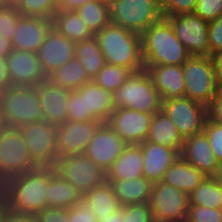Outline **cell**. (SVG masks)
<instances>
[{
	"instance_id": "1",
	"label": "cell",
	"mask_w": 222,
	"mask_h": 222,
	"mask_svg": "<svg viewBox=\"0 0 222 222\" xmlns=\"http://www.w3.org/2000/svg\"><path fill=\"white\" fill-rule=\"evenodd\" d=\"M107 64L137 72L145 69L141 35L109 23L94 34Z\"/></svg>"
},
{
	"instance_id": "2",
	"label": "cell",
	"mask_w": 222,
	"mask_h": 222,
	"mask_svg": "<svg viewBox=\"0 0 222 222\" xmlns=\"http://www.w3.org/2000/svg\"><path fill=\"white\" fill-rule=\"evenodd\" d=\"M141 41L144 66L182 65L190 58L165 18L151 24L141 34Z\"/></svg>"
},
{
	"instance_id": "3",
	"label": "cell",
	"mask_w": 222,
	"mask_h": 222,
	"mask_svg": "<svg viewBox=\"0 0 222 222\" xmlns=\"http://www.w3.org/2000/svg\"><path fill=\"white\" fill-rule=\"evenodd\" d=\"M2 119L7 127L19 128L43 120L36 87L10 86L0 92Z\"/></svg>"
},
{
	"instance_id": "4",
	"label": "cell",
	"mask_w": 222,
	"mask_h": 222,
	"mask_svg": "<svg viewBox=\"0 0 222 222\" xmlns=\"http://www.w3.org/2000/svg\"><path fill=\"white\" fill-rule=\"evenodd\" d=\"M115 107L155 114L162 110V100L146 69L133 72L113 92Z\"/></svg>"
},
{
	"instance_id": "5",
	"label": "cell",
	"mask_w": 222,
	"mask_h": 222,
	"mask_svg": "<svg viewBox=\"0 0 222 222\" xmlns=\"http://www.w3.org/2000/svg\"><path fill=\"white\" fill-rule=\"evenodd\" d=\"M185 97L206 107L219 93V83L212 57H190L182 64Z\"/></svg>"
},
{
	"instance_id": "6",
	"label": "cell",
	"mask_w": 222,
	"mask_h": 222,
	"mask_svg": "<svg viewBox=\"0 0 222 222\" xmlns=\"http://www.w3.org/2000/svg\"><path fill=\"white\" fill-rule=\"evenodd\" d=\"M110 23L142 34L163 17L160 0H122L109 5Z\"/></svg>"
},
{
	"instance_id": "7",
	"label": "cell",
	"mask_w": 222,
	"mask_h": 222,
	"mask_svg": "<svg viewBox=\"0 0 222 222\" xmlns=\"http://www.w3.org/2000/svg\"><path fill=\"white\" fill-rule=\"evenodd\" d=\"M149 205L155 222H185L189 195L163 181L153 183Z\"/></svg>"
},
{
	"instance_id": "8",
	"label": "cell",
	"mask_w": 222,
	"mask_h": 222,
	"mask_svg": "<svg viewBox=\"0 0 222 222\" xmlns=\"http://www.w3.org/2000/svg\"><path fill=\"white\" fill-rule=\"evenodd\" d=\"M165 19L171 24L175 35L185 46L190 57H208V25L195 12L168 16Z\"/></svg>"
},
{
	"instance_id": "9",
	"label": "cell",
	"mask_w": 222,
	"mask_h": 222,
	"mask_svg": "<svg viewBox=\"0 0 222 222\" xmlns=\"http://www.w3.org/2000/svg\"><path fill=\"white\" fill-rule=\"evenodd\" d=\"M162 110L184 139L202 132L208 117L206 106L185 96L162 101Z\"/></svg>"
},
{
	"instance_id": "10",
	"label": "cell",
	"mask_w": 222,
	"mask_h": 222,
	"mask_svg": "<svg viewBox=\"0 0 222 222\" xmlns=\"http://www.w3.org/2000/svg\"><path fill=\"white\" fill-rule=\"evenodd\" d=\"M61 177L83 196L106 181V172L85 154L67 156Z\"/></svg>"
},
{
	"instance_id": "11",
	"label": "cell",
	"mask_w": 222,
	"mask_h": 222,
	"mask_svg": "<svg viewBox=\"0 0 222 222\" xmlns=\"http://www.w3.org/2000/svg\"><path fill=\"white\" fill-rule=\"evenodd\" d=\"M152 113L115 107L106 123L127 143L141 144L147 138Z\"/></svg>"
},
{
	"instance_id": "12",
	"label": "cell",
	"mask_w": 222,
	"mask_h": 222,
	"mask_svg": "<svg viewBox=\"0 0 222 222\" xmlns=\"http://www.w3.org/2000/svg\"><path fill=\"white\" fill-rule=\"evenodd\" d=\"M128 145L107 123H102L84 154L106 172Z\"/></svg>"
},
{
	"instance_id": "13",
	"label": "cell",
	"mask_w": 222,
	"mask_h": 222,
	"mask_svg": "<svg viewBox=\"0 0 222 222\" xmlns=\"http://www.w3.org/2000/svg\"><path fill=\"white\" fill-rule=\"evenodd\" d=\"M43 175L14 178L16 208L18 212L38 214L47 207L45 195L49 180Z\"/></svg>"
},
{
	"instance_id": "14",
	"label": "cell",
	"mask_w": 222,
	"mask_h": 222,
	"mask_svg": "<svg viewBox=\"0 0 222 222\" xmlns=\"http://www.w3.org/2000/svg\"><path fill=\"white\" fill-rule=\"evenodd\" d=\"M102 122L87 120L85 122L66 121L57 126V151L66 156L84 154Z\"/></svg>"
},
{
	"instance_id": "15",
	"label": "cell",
	"mask_w": 222,
	"mask_h": 222,
	"mask_svg": "<svg viewBox=\"0 0 222 222\" xmlns=\"http://www.w3.org/2000/svg\"><path fill=\"white\" fill-rule=\"evenodd\" d=\"M75 45V41L69 40L55 28H51L36 52L46 77L75 57Z\"/></svg>"
},
{
	"instance_id": "16",
	"label": "cell",
	"mask_w": 222,
	"mask_h": 222,
	"mask_svg": "<svg viewBox=\"0 0 222 222\" xmlns=\"http://www.w3.org/2000/svg\"><path fill=\"white\" fill-rule=\"evenodd\" d=\"M6 59L13 86L35 87L47 79L37 53L13 49Z\"/></svg>"
},
{
	"instance_id": "17",
	"label": "cell",
	"mask_w": 222,
	"mask_h": 222,
	"mask_svg": "<svg viewBox=\"0 0 222 222\" xmlns=\"http://www.w3.org/2000/svg\"><path fill=\"white\" fill-rule=\"evenodd\" d=\"M180 156L207 177H218L221 164L210 148L204 131L184 139Z\"/></svg>"
},
{
	"instance_id": "18",
	"label": "cell",
	"mask_w": 222,
	"mask_h": 222,
	"mask_svg": "<svg viewBox=\"0 0 222 222\" xmlns=\"http://www.w3.org/2000/svg\"><path fill=\"white\" fill-rule=\"evenodd\" d=\"M31 158L18 128L5 126L0 131V172L15 176Z\"/></svg>"
},
{
	"instance_id": "19",
	"label": "cell",
	"mask_w": 222,
	"mask_h": 222,
	"mask_svg": "<svg viewBox=\"0 0 222 222\" xmlns=\"http://www.w3.org/2000/svg\"><path fill=\"white\" fill-rule=\"evenodd\" d=\"M42 109L43 120L55 126L67 121L70 89L59 87L46 79L35 86Z\"/></svg>"
},
{
	"instance_id": "20",
	"label": "cell",
	"mask_w": 222,
	"mask_h": 222,
	"mask_svg": "<svg viewBox=\"0 0 222 222\" xmlns=\"http://www.w3.org/2000/svg\"><path fill=\"white\" fill-rule=\"evenodd\" d=\"M52 27V19L22 16L11 41L12 48L36 53Z\"/></svg>"
},
{
	"instance_id": "21",
	"label": "cell",
	"mask_w": 222,
	"mask_h": 222,
	"mask_svg": "<svg viewBox=\"0 0 222 222\" xmlns=\"http://www.w3.org/2000/svg\"><path fill=\"white\" fill-rule=\"evenodd\" d=\"M31 157L47 156L57 151V126L45 120L18 128Z\"/></svg>"
},
{
	"instance_id": "22",
	"label": "cell",
	"mask_w": 222,
	"mask_h": 222,
	"mask_svg": "<svg viewBox=\"0 0 222 222\" xmlns=\"http://www.w3.org/2000/svg\"><path fill=\"white\" fill-rule=\"evenodd\" d=\"M139 145L143 154V176L152 183L162 181L164 174L180 154L175 149L147 141Z\"/></svg>"
},
{
	"instance_id": "23",
	"label": "cell",
	"mask_w": 222,
	"mask_h": 222,
	"mask_svg": "<svg viewBox=\"0 0 222 222\" xmlns=\"http://www.w3.org/2000/svg\"><path fill=\"white\" fill-rule=\"evenodd\" d=\"M145 69L148 71L162 101L184 97L185 83L182 65L145 66Z\"/></svg>"
},
{
	"instance_id": "24",
	"label": "cell",
	"mask_w": 222,
	"mask_h": 222,
	"mask_svg": "<svg viewBox=\"0 0 222 222\" xmlns=\"http://www.w3.org/2000/svg\"><path fill=\"white\" fill-rule=\"evenodd\" d=\"M77 90L85 95L86 114L92 120L106 123L110 114L115 110L113 92L105 90L93 80Z\"/></svg>"
},
{
	"instance_id": "25",
	"label": "cell",
	"mask_w": 222,
	"mask_h": 222,
	"mask_svg": "<svg viewBox=\"0 0 222 222\" xmlns=\"http://www.w3.org/2000/svg\"><path fill=\"white\" fill-rule=\"evenodd\" d=\"M143 176L141 146L129 144L106 171V180H129Z\"/></svg>"
},
{
	"instance_id": "26",
	"label": "cell",
	"mask_w": 222,
	"mask_h": 222,
	"mask_svg": "<svg viewBox=\"0 0 222 222\" xmlns=\"http://www.w3.org/2000/svg\"><path fill=\"white\" fill-rule=\"evenodd\" d=\"M145 141L175 149L180 154L184 138L180 135L169 116L161 110L153 114Z\"/></svg>"
},
{
	"instance_id": "27",
	"label": "cell",
	"mask_w": 222,
	"mask_h": 222,
	"mask_svg": "<svg viewBox=\"0 0 222 222\" xmlns=\"http://www.w3.org/2000/svg\"><path fill=\"white\" fill-rule=\"evenodd\" d=\"M113 189L121 206L147 203L150 200L153 183L144 176L129 180H106Z\"/></svg>"
},
{
	"instance_id": "28",
	"label": "cell",
	"mask_w": 222,
	"mask_h": 222,
	"mask_svg": "<svg viewBox=\"0 0 222 222\" xmlns=\"http://www.w3.org/2000/svg\"><path fill=\"white\" fill-rule=\"evenodd\" d=\"M205 177L197 168L179 156L166 171L162 181L189 195Z\"/></svg>"
},
{
	"instance_id": "29",
	"label": "cell",
	"mask_w": 222,
	"mask_h": 222,
	"mask_svg": "<svg viewBox=\"0 0 222 222\" xmlns=\"http://www.w3.org/2000/svg\"><path fill=\"white\" fill-rule=\"evenodd\" d=\"M66 155L56 151L47 156L32 157L23 164L14 178H22L34 175H43L50 178L61 177Z\"/></svg>"
},
{
	"instance_id": "30",
	"label": "cell",
	"mask_w": 222,
	"mask_h": 222,
	"mask_svg": "<svg viewBox=\"0 0 222 222\" xmlns=\"http://www.w3.org/2000/svg\"><path fill=\"white\" fill-rule=\"evenodd\" d=\"M82 199L92 210L98 222L121 208L111 185L107 181L85 193Z\"/></svg>"
},
{
	"instance_id": "31",
	"label": "cell",
	"mask_w": 222,
	"mask_h": 222,
	"mask_svg": "<svg viewBox=\"0 0 222 222\" xmlns=\"http://www.w3.org/2000/svg\"><path fill=\"white\" fill-rule=\"evenodd\" d=\"M52 20L53 28L71 41L79 42L94 37V33L83 24L76 10L57 11Z\"/></svg>"
},
{
	"instance_id": "32",
	"label": "cell",
	"mask_w": 222,
	"mask_h": 222,
	"mask_svg": "<svg viewBox=\"0 0 222 222\" xmlns=\"http://www.w3.org/2000/svg\"><path fill=\"white\" fill-rule=\"evenodd\" d=\"M75 58L80 61L91 79L107 64L95 36L84 41L76 42Z\"/></svg>"
},
{
	"instance_id": "33",
	"label": "cell",
	"mask_w": 222,
	"mask_h": 222,
	"mask_svg": "<svg viewBox=\"0 0 222 222\" xmlns=\"http://www.w3.org/2000/svg\"><path fill=\"white\" fill-rule=\"evenodd\" d=\"M53 84L70 90H77L84 84L92 80L84 70L80 61L75 57L65 65L57 68L47 77Z\"/></svg>"
},
{
	"instance_id": "34",
	"label": "cell",
	"mask_w": 222,
	"mask_h": 222,
	"mask_svg": "<svg viewBox=\"0 0 222 222\" xmlns=\"http://www.w3.org/2000/svg\"><path fill=\"white\" fill-rule=\"evenodd\" d=\"M189 205L208 208L222 207V180L219 177L205 179L189 194Z\"/></svg>"
},
{
	"instance_id": "35",
	"label": "cell",
	"mask_w": 222,
	"mask_h": 222,
	"mask_svg": "<svg viewBox=\"0 0 222 222\" xmlns=\"http://www.w3.org/2000/svg\"><path fill=\"white\" fill-rule=\"evenodd\" d=\"M45 195L47 196V207L70 209L76 202L82 200L80 192L62 177H55L49 180Z\"/></svg>"
},
{
	"instance_id": "36",
	"label": "cell",
	"mask_w": 222,
	"mask_h": 222,
	"mask_svg": "<svg viewBox=\"0 0 222 222\" xmlns=\"http://www.w3.org/2000/svg\"><path fill=\"white\" fill-rule=\"evenodd\" d=\"M83 24L95 34L110 23L109 5L104 0H91L76 10Z\"/></svg>"
},
{
	"instance_id": "37",
	"label": "cell",
	"mask_w": 222,
	"mask_h": 222,
	"mask_svg": "<svg viewBox=\"0 0 222 222\" xmlns=\"http://www.w3.org/2000/svg\"><path fill=\"white\" fill-rule=\"evenodd\" d=\"M132 73L128 68L106 64L92 80L105 90L114 92Z\"/></svg>"
},
{
	"instance_id": "38",
	"label": "cell",
	"mask_w": 222,
	"mask_h": 222,
	"mask_svg": "<svg viewBox=\"0 0 222 222\" xmlns=\"http://www.w3.org/2000/svg\"><path fill=\"white\" fill-rule=\"evenodd\" d=\"M16 7L22 16L53 19L58 0H21Z\"/></svg>"
},
{
	"instance_id": "39",
	"label": "cell",
	"mask_w": 222,
	"mask_h": 222,
	"mask_svg": "<svg viewBox=\"0 0 222 222\" xmlns=\"http://www.w3.org/2000/svg\"><path fill=\"white\" fill-rule=\"evenodd\" d=\"M14 191V176L0 172V214L9 218L17 213Z\"/></svg>"
},
{
	"instance_id": "40",
	"label": "cell",
	"mask_w": 222,
	"mask_h": 222,
	"mask_svg": "<svg viewBox=\"0 0 222 222\" xmlns=\"http://www.w3.org/2000/svg\"><path fill=\"white\" fill-rule=\"evenodd\" d=\"M67 120L71 122H85L92 120L86 114L85 95H82L78 90L69 92L67 105Z\"/></svg>"
},
{
	"instance_id": "41",
	"label": "cell",
	"mask_w": 222,
	"mask_h": 222,
	"mask_svg": "<svg viewBox=\"0 0 222 222\" xmlns=\"http://www.w3.org/2000/svg\"><path fill=\"white\" fill-rule=\"evenodd\" d=\"M21 17L16 6L0 8V35L12 41Z\"/></svg>"
},
{
	"instance_id": "42",
	"label": "cell",
	"mask_w": 222,
	"mask_h": 222,
	"mask_svg": "<svg viewBox=\"0 0 222 222\" xmlns=\"http://www.w3.org/2000/svg\"><path fill=\"white\" fill-rule=\"evenodd\" d=\"M124 222H155L153 212L147 203H136L121 206Z\"/></svg>"
},
{
	"instance_id": "43",
	"label": "cell",
	"mask_w": 222,
	"mask_h": 222,
	"mask_svg": "<svg viewBox=\"0 0 222 222\" xmlns=\"http://www.w3.org/2000/svg\"><path fill=\"white\" fill-rule=\"evenodd\" d=\"M198 0H160L162 17L184 15L195 12Z\"/></svg>"
},
{
	"instance_id": "44",
	"label": "cell",
	"mask_w": 222,
	"mask_h": 222,
	"mask_svg": "<svg viewBox=\"0 0 222 222\" xmlns=\"http://www.w3.org/2000/svg\"><path fill=\"white\" fill-rule=\"evenodd\" d=\"M203 131L207 135L212 153L220 164H222V125L213 122L208 117Z\"/></svg>"
},
{
	"instance_id": "45",
	"label": "cell",
	"mask_w": 222,
	"mask_h": 222,
	"mask_svg": "<svg viewBox=\"0 0 222 222\" xmlns=\"http://www.w3.org/2000/svg\"><path fill=\"white\" fill-rule=\"evenodd\" d=\"M185 222H222L221 209L189 205Z\"/></svg>"
},
{
	"instance_id": "46",
	"label": "cell",
	"mask_w": 222,
	"mask_h": 222,
	"mask_svg": "<svg viewBox=\"0 0 222 222\" xmlns=\"http://www.w3.org/2000/svg\"><path fill=\"white\" fill-rule=\"evenodd\" d=\"M195 13L208 23L214 21L222 15V0H198Z\"/></svg>"
},
{
	"instance_id": "47",
	"label": "cell",
	"mask_w": 222,
	"mask_h": 222,
	"mask_svg": "<svg viewBox=\"0 0 222 222\" xmlns=\"http://www.w3.org/2000/svg\"><path fill=\"white\" fill-rule=\"evenodd\" d=\"M208 46L210 57L222 51V15L208 25Z\"/></svg>"
},
{
	"instance_id": "48",
	"label": "cell",
	"mask_w": 222,
	"mask_h": 222,
	"mask_svg": "<svg viewBox=\"0 0 222 222\" xmlns=\"http://www.w3.org/2000/svg\"><path fill=\"white\" fill-rule=\"evenodd\" d=\"M68 218L70 222H98L94 213L83 199L68 209Z\"/></svg>"
},
{
	"instance_id": "49",
	"label": "cell",
	"mask_w": 222,
	"mask_h": 222,
	"mask_svg": "<svg viewBox=\"0 0 222 222\" xmlns=\"http://www.w3.org/2000/svg\"><path fill=\"white\" fill-rule=\"evenodd\" d=\"M37 217L39 222H70L68 209L61 207H46Z\"/></svg>"
},
{
	"instance_id": "50",
	"label": "cell",
	"mask_w": 222,
	"mask_h": 222,
	"mask_svg": "<svg viewBox=\"0 0 222 222\" xmlns=\"http://www.w3.org/2000/svg\"><path fill=\"white\" fill-rule=\"evenodd\" d=\"M207 115L210 120L222 125V95L218 93L207 107Z\"/></svg>"
},
{
	"instance_id": "51",
	"label": "cell",
	"mask_w": 222,
	"mask_h": 222,
	"mask_svg": "<svg viewBox=\"0 0 222 222\" xmlns=\"http://www.w3.org/2000/svg\"><path fill=\"white\" fill-rule=\"evenodd\" d=\"M12 86L6 57H0V92Z\"/></svg>"
},
{
	"instance_id": "52",
	"label": "cell",
	"mask_w": 222,
	"mask_h": 222,
	"mask_svg": "<svg viewBox=\"0 0 222 222\" xmlns=\"http://www.w3.org/2000/svg\"><path fill=\"white\" fill-rule=\"evenodd\" d=\"M91 0H58L57 11H73Z\"/></svg>"
},
{
	"instance_id": "53",
	"label": "cell",
	"mask_w": 222,
	"mask_h": 222,
	"mask_svg": "<svg viewBox=\"0 0 222 222\" xmlns=\"http://www.w3.org/2000/svg\"><path fill=\"white\" fill-rule=\"evenodd\" d=\"M3 222H39L37 214H29L17 212L9 218H5Z\"/></svg>"
},
{
	"instance_id": "54",
	"label": "cell",
	"mask_w": 222,
	"mask_h": 222,
	"mask_svg": "<svg viewBox=\"0 0 222 222\" xmlns=\"http://www.w3.org/2000/svg\"><path fill=\"white\" fill-rule=\"evenodd\" d=\"M219 85L222 83V51L211 56Z\"/></svg>"
},
{
	"instance_id": "55",
	"label": "cell",
	"mask_w": 222,
	"mask_h": 222,
	"mask_svg": "<svg viewBox=\"0 0 222 222\" xmlns=\"http://www.w3.org/2000/svg\"><path fill=\"white\" fill-rule=\"evenodd\" d=\"M12 50V42L0 35V57H7Z\"/></svg>"
},
{
	"instance_id": "56",
	"label": "cell",
	"mask_w": 222,
	"mask_h": 222,
	"mask_svg": "<svg viewBox=\"0 0 222 222\" xmlns=\"http://www.w3.org/2000/svg\"><path fill=\"white\" fill-rule=\"evenodd\" d=\"M99 222H124L123 208L121 207L110 216L102 218Z\"/></svg>"
},
{
	"instance_id": "57",
	"label": "cell",
	"mask_w": 222,
	"mask_h": 222,
	"mask_svg": "<svg viewBox=\"0 0 222 222\" xmlns=\"http://www.w3.org/2000/svg\"><path fill=\"white\" fill-rule=\"evenodd\" d=\"M21 0H6L10 6H17Z\"/></svg>"
},
{
	"instance_id": "58",
	"label": "cell",
	"mask_w": 222,
	"mask_h": 222,
	"mask_svg": "<svg viewBox=\"0 0 222 222\" xmlns=\"http://www.w3.org/2000/svg\"><path fill=\"white\" fill-rule=\"evenodd\" d=\"M5 127V124L3 122V119H2V111H1V108H0V131Z\"/></svg>"
},
{
	"instance_id": "59",
	"label": "cell",
	"mask_w": 222,
	"mask_h": 222,
	"mask_svg": "<svg viewBox=\"0 0 222 222\" xmlns=\"http://www.w3.org/2000/svg\"><path fill=\"white\" fill-rule=\"evenodd\" d=\"M10 6L6 0H0V8H5V7H8Z\"/></svg>"
},
{
	"instance_id": "60",
	"label": "cell",
	"mask_w": 222,
	"mask_h": 222,
	"mask_svg": "<svg viewBox=\"0 0 222 222\" xmlns=\"http://www.w3.org/2000/svg\"><path fill=\"white\" fill-rule=\"evenodd\" d=\"M108 5L114 3V2H118V1H122V0H104Z\"/></svg>"
},
{
	"instance_id": "61",
	"label": "cell",
	"mask_w": 222,
	"mask_h": 222,
	"mask_svg": "<svg viewBox=\"0 0 222 222\" xmlns=\"http://www.w3.org/2000/svg\"><path fill=\"white\" fill-rule=\"evenodd\" d=\"M218 177L222 180V164H221L220 174Z\"/></svg>"
},
{
	"instance_id": "62",
	"label": "cell",
	"mask_w": 222,
	"mask_h": 222,
	"mask_svg": "<svg viewBox=\"0 0 222 222\" xmlns=\"http://www.w3.org/2000/svg\"><path fill=\"white\" fill-rule=\"evenodd\" d=\"M219 93L222 95V83L220 84V87H219Z\"/></svg>"
},
{
	"instance_id": "63",
	"label": "cell",
	"mask_w": 222,
	"mask_h": 222,
	"mask_svg": "<svg viewBox=\"0 0 222 222\" xmlns=\"http://www.w3.org/2000/svg\"><path fill=\"white\" fill-rule=\"evenodd\" d=\"M4 218L0 214V222H3Z\"/></svg>"
}]
</instances>
